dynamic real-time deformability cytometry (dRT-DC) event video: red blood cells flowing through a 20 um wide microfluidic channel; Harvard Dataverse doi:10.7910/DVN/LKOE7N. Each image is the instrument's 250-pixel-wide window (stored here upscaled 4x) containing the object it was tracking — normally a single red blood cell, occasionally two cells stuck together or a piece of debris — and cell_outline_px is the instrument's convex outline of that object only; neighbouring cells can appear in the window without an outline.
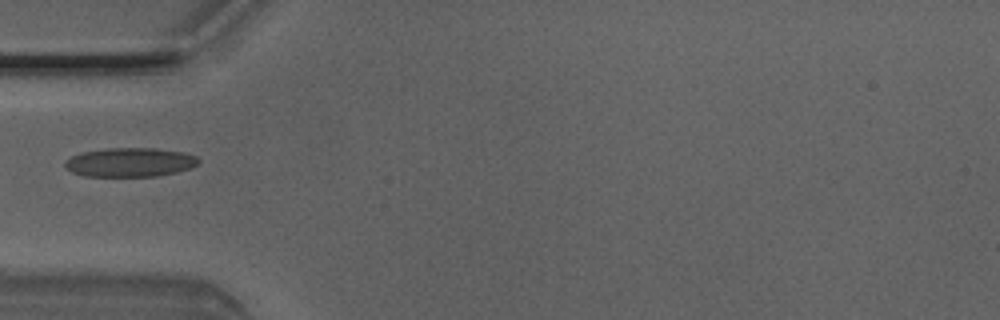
{"species": "Egyptian fruit bat (a non-hibernating species)", "species_latin": "Rousettus aegyptiacus", "temperature_condition": "room temperature", "stored_images_in_passage": 2, "camera_frame_rate_fps": 3000, "um_per_image_px": 0.085, "animal": {"sex": "male"}, "frame": {"image": 1, "passage_image": 1, "time_ms": 0.0, "image_size_px": [1000, 320], "cell_outline_px": [[200, 160], [192, 168], [176, 172], [156, 176], [84, 176], [72, 172], [64, 164], [64, 160], [80, 152], [108, 148], [156, 148], [184, 152], [196, 156]], "centroid_in_image_um": [11.05, 13.79], "position_along_channel_um": 74.0, "area_um2": 22.66}}